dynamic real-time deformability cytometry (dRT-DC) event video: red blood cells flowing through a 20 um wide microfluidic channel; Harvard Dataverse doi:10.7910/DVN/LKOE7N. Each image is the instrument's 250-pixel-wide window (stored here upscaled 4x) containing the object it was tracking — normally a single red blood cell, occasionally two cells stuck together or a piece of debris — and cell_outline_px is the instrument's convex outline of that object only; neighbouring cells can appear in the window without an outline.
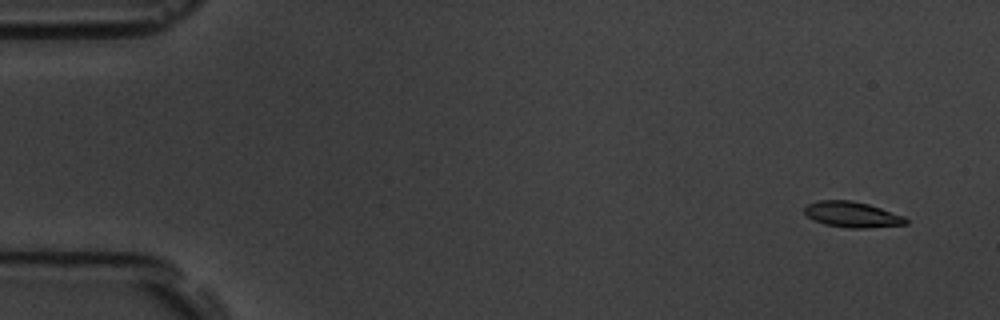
{"species": "common noctule bat (a hibernating species)", "species_latin": "Nyctalus noctula", "temperature_condition": "room temperature", "stored_images_in_passage": 6, "camera_frame_rate_fps": 3000, "um_per_image_px": 0.085, "animal": {"sex": "male", "body_mass_g": 19.5, "forearm_length_mm": 54.6}, "frame": {"image": 1, "passage_image": 2, "time_ms": 1.0, "image_size_px": [1000, 320], "cell_outline_px": [[908, 224], [868, 228], [848, 228], [824, 224], [812, 220], [804, 212], [804, 208], [808, 204], [820, 200], [852, 200], [868, 204], [904, 216], [908, 220]], "centroid_in_image_um": [72.43, 18.24], "position_along_channel_um": 12.6, "area_um2": 15.2}}
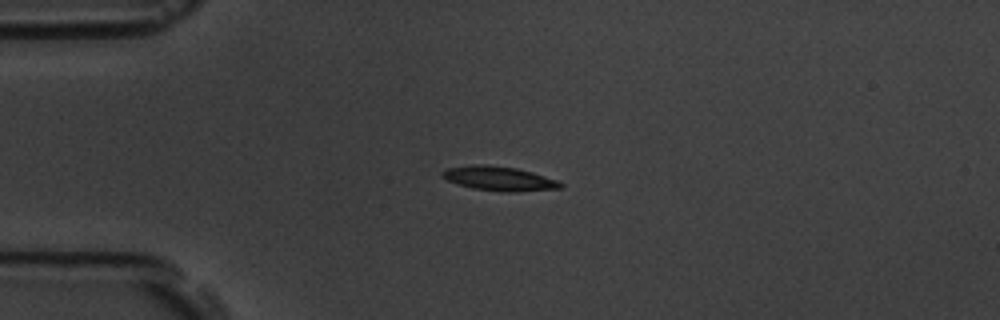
{"frame": {"image": 2, "passage_image": 5, "time_ms": 4.667, "image_size_px": [1000, 320], "cell_outline_px": [[564, 188], [512, 192], [504, 192], [472, 188], [448, 180], [440, 176], [440, 172], [448, 168], [472, 164], [484, 164], [516, 168], [532, 172], [556, 180], [564, 184]], "centroid_in_image_um": [42.42, 15.17], "position_along_channel_um": 42.6, "area_um2": 16.7}}